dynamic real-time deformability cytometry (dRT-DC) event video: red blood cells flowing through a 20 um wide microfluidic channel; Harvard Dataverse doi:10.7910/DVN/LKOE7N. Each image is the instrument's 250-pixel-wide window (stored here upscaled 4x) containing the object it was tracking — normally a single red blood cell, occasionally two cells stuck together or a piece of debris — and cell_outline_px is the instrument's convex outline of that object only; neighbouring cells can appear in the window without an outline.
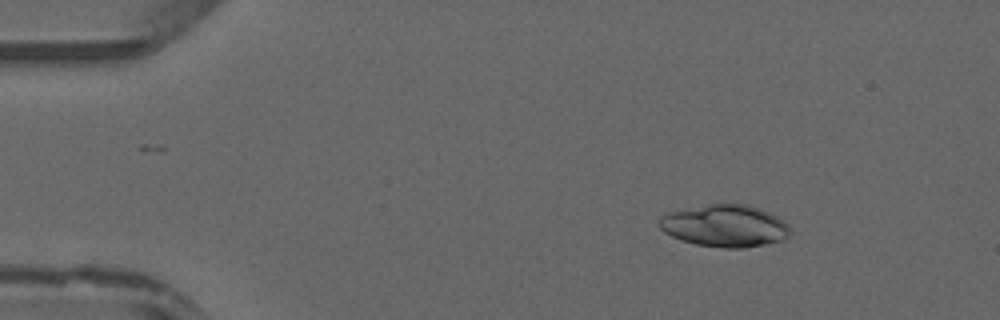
{"species": "common noctule bat (a hibernating species)", "species_latin": "Nyctalus noctula", "temperature_condition": "warm", "stored_images_in_passage": 16, "camera_frame_rate_fps": 3000, "um_per_image_px": 0.085, "animal": {"sex": "male", "forearm_length_mm": 52.5}, "frame": {"image": 1, "passage_image": 7, "time_ms": 2.0, "image_size_px": [1000, 320], "cell_outline_px": [[788, 236], [784, 240], [744, 248], [724, 248], [696, 244], [680, 240], [664, 232], [656, 224], [656, 220], [660, 216], [672, 212], [708, 204], [748, 204], [760, 208], [776, 216], [788, 224]], "centroid_in_image_um": [61.58, 19.2], "position_along_channel_um": 23.4, "area_um2": 32.08}}